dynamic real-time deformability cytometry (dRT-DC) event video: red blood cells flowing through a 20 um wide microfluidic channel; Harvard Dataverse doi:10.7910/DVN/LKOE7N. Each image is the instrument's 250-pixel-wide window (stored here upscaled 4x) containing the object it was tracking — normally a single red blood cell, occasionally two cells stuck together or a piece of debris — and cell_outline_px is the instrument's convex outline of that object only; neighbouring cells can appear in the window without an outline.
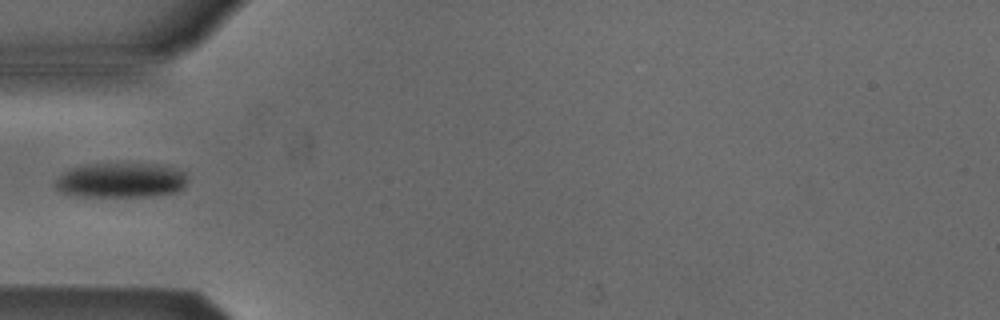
{"species": "Egyptian fruit bat (a non-hibernating species)", "species_latin": "Rousettus aegyptiacus", "temperature_condition": "cold", "stored_images_in_passage": 5, "camera_frame_rate_fps": 3000, "um_per_image_px": 0.085, "animal": {"sex": "male"}, "frame": {"image": 1, "passage_image": 4, "time_ms": 4.667, "image_size_px": [1000, 320], "cell_outline_px": [[188, 180], [184, 188], [176, 192], [152, 196], [76, 196], [60, 192], [56, 188], [56, 180], [64, 172], [72, 168], [88, 164], [156, 164], [172, 168], [184, 172]], "centroid_in_image_um": [10.29, 15.33], "position_along_channel_um": 74.7, "area_um2": 26.7}}
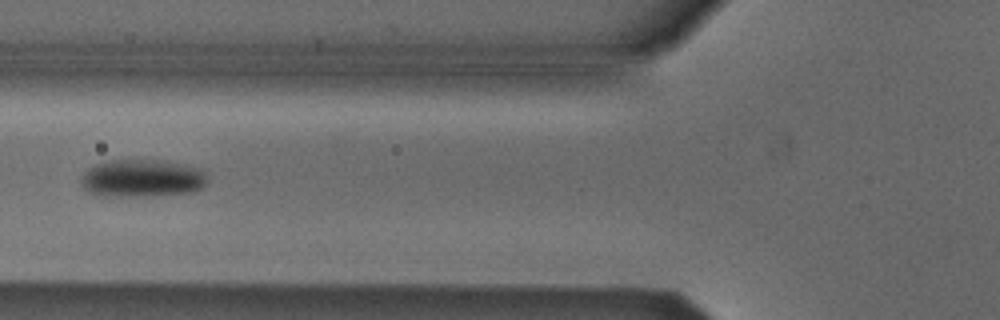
{"frame": {"image": 2, "passage_image": 5, "time_ms": 5.667, "image_size_px": [1000, 320], "cell_outline_px": [[208, 180], [200, 188], [192, 192], [152, 196], [104, 196], [92, 192], [84, 188], [80, 180], [84, 172], [88, 168], [96, 164], [112, 160], [164, 160], [184, 164], [200, 168], [208, 176]], "centroid_in_image_um": [12.11, 15.15], "position_along_channel_um": 113.7, "area_um2": 27.8}}